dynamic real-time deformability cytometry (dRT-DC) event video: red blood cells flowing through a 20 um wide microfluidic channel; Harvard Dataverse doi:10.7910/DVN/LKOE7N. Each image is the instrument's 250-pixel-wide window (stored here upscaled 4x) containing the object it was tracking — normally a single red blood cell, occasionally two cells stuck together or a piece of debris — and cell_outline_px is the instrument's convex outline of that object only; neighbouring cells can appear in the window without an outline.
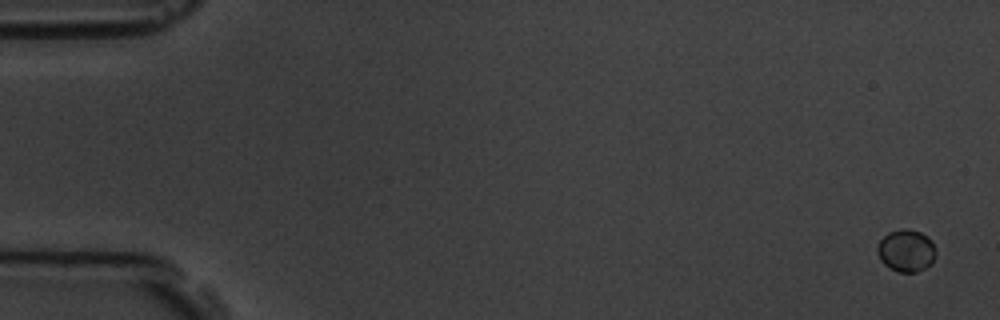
{"species": "common noctule bat (a hibernating species)", "species_latin": "Nyctalus noctula", "temperature_condition": "room temperature", "stored_images_in_passage": 5, "camera_frame_rate_fps": 3000, "um_per_image_px": 0.085, "animal": {"sex": "male", "body_mass_g": 19.5, "forearm_length_mm": 54.6}, "frame": {"image": 1, "passage_image": 1, "time_ms": 0.0, "image_size_px": [1000, 320], "cell_outline_px": [[936, 256], [932, 264], [916, 272], [900, 272], [884, 264], [880, 260], [876, 252], [876, 248], [880, 240], [888, 232], [900, 228], [908, 228], [920, 232], [928, 236], [932, 240], [936, 252]], "centroid_in_image_um": [77.04, 21.28], "position_along_channel_um": 8.0, "area_um2": 14.62}}
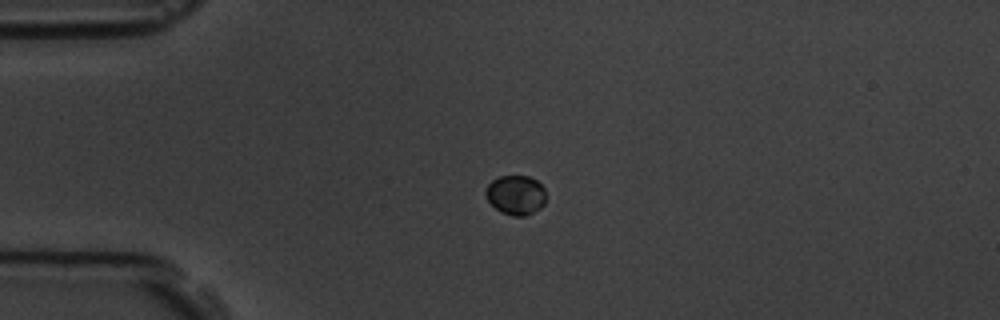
{"frame": {"image": 2, "passage_image": 4, "time_ms": 4.333, "image_size_px": [1000, 320], "cell_outline_px": [[544, 204], [540, 208], [524, 216], [512, 216], [500, 212], [488, 200], [484, 192], [488, 184], [492, 180], [500, 176], [528, 176], [536, 180], [544, 188]], "centroid_in_image_um": [43.82, 16.57], "position_along_channel_um": 41.2, "area_um2": 13.76}}